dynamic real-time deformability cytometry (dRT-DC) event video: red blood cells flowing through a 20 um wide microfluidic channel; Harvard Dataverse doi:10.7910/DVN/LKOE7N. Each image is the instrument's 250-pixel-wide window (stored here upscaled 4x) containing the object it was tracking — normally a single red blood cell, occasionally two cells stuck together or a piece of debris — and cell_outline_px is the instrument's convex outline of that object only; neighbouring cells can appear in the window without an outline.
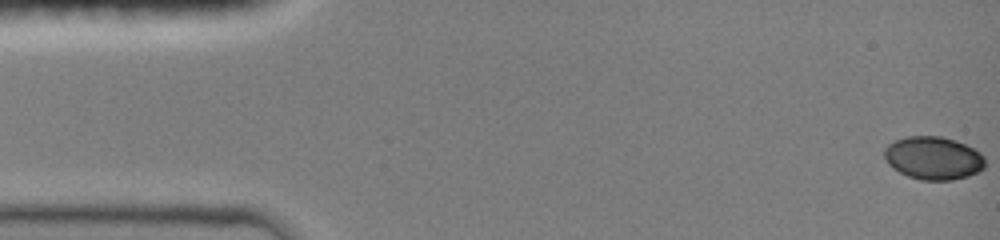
{"species": "common noctule bat (a hibernating species)", "species_latin": "Nyctalus noctula", "temperature_condition": "room temperature", "stored_images_in_passage": 48, "camera_frame_rate_fps": 3000, "um_per_image_px": 0.085, "animal": {"sex": "female", "body_mass_g": 19.0, "forearm_length_mm": 51.5}, "frame": {"image": 1, "passage_image": 1, "time_ms": 0.0, "image_size_px": [1000, 240], "cell_outline_px": [[984, 168], [968, 176], [952, 180], [920, 180], [908, 176], [892, 168], [888, 164], [884, 156], [884, 148], [888, 144], [896, 140], [908, 136], [940, 136], [956, 140], [980, 152], [984, 156]], "centroid_in_image_um": [79.32, 13.43], "position_along_channel_um": 5.7, "area_um2": 25.26}}
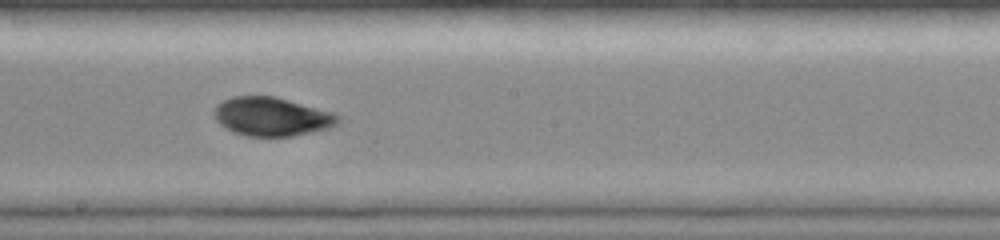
{"frame": {"image": 2, "passage_image": 27, "time_ms": 8.667, "image_size_px": [1000, 240], "cell_outline_px": [[340, 124], [328, 128], [292, 136], [248, 136], [236, 132], [220, 124], [216, 120], [216, 104], [232, 96], [276, 96], [332, 112], [340, 116]], "centroid_in_image_um": [23.14, 9.9], "position_along_channel_um": 225.1, "area_um2": 27.69}}
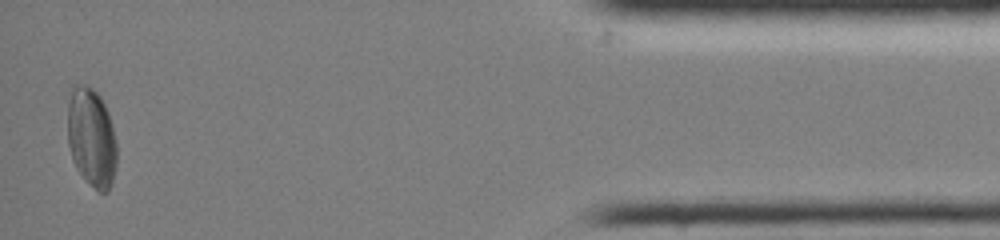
{"frame": {"image": 3, "passage_image": 47, "time_ms": 15.333, "image_size_px": [1000, 240], "cell_outline_px": [[116, 168], [112, 184], [108, 192], [100, 192], [88, 184], [84, 180], [76, 168], [72, 160], [68, 144], [68, 104], [72, 88], [76, 84], [88, 84], [100, 96], [108, 112], [112, 124], [116, 140]], "centroid_in_image_um": [7.78, 11.72], "position_along_channel_um": 427.4, "area_um2": 28.78}, "authors_computed_cell_mechanics": {"area_um2": 27.5706, "velocity_mm_per_s": 4.013, "shape_relaxation_time_tau1_ms": 3.1349, "shape_relaxation_time_tau2_ms": 2.6929, "deformation_change_tau1": 0.0829, "deformation_change_tau2": 0.0539}}